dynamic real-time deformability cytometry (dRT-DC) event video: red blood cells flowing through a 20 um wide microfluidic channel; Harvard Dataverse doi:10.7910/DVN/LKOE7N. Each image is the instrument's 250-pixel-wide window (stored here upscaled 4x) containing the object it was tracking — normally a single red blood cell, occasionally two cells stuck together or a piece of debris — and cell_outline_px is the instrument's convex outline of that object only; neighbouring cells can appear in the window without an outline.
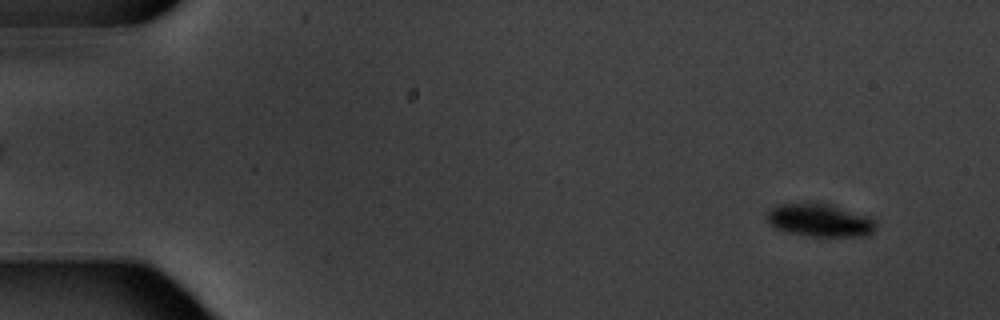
{"species": "common noctule bat (a hibernating species)", "species_latin": "Nyctalus noctula", "temperature_condition": "warm", "stored_images_in_passage": 4, "camera_frame_rate_fps": 3000, "um_per_image_px": 0.085, "animal": {"sex": "male", "body_mass_g": 20.1, "forearm_length_mm": 53.5}, "frame": {"image": 1, "passage_image": 1, "time_ms": 0.0, "image_size_px": [1000, 320], "cell_outline_px": [[876, 228], [868, 236], [808, 236], [788, 232], [776, 228], [768, 220], [768, 212], [776, 204], [832, 204], [868, 216], [876, 224]], "centroid_in_image_um": [69.72, 18.73], "position_along_channel_um": 15.3, "area_um2": 20.52}}